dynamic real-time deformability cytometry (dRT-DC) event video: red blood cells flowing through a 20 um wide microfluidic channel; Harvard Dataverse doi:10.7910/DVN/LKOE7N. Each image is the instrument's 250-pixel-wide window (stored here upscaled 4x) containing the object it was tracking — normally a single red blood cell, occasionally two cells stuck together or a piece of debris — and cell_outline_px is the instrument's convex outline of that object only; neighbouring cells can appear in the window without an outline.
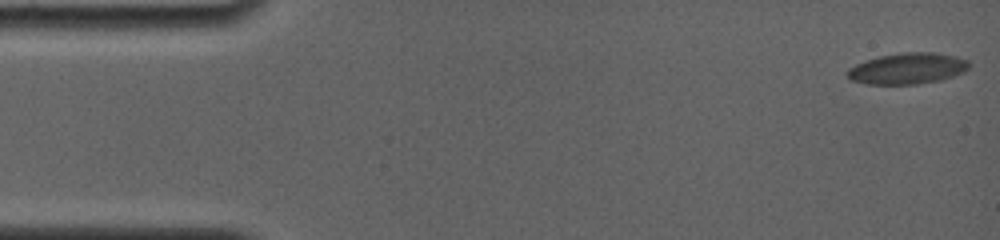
{"species": "common noctule bat (a hibernating species)", "species_latin": "Nyctalus noctula", "temperature_condition": "room temperature", "stored_images_in_passage": 53, "camera_frame_rate_fps": 4000, "um_per_image_px": 0.085, "animal": {"sex": "female", "body_mass_g": 19.0, "forearm_length_mm": 56.7}, "frame": {"image": 1, "passage_image": 1, "time_ms": 0.0, "image_size_px": [1000, 240], "cell_outline_px": [[968, 68], [964, 72], [940, 80], [916, 84], [864, 84], [848, 80], [848, 68], [864, 60], [880, 56], [904, 52], [936, 52], [968, 60]], "centroid_in_image_um": [77.09, 5.82], "position_along_channel_um": 7.9, "area_um2": 22.02}}
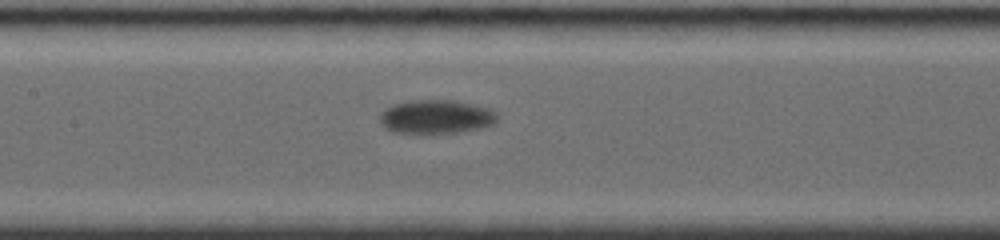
{"frame": {"image": 2, "passage_image": 23, "time_ms": 8.0, "image_size_px": [1000, 240], "cell_outline_px": [[496, 120], [492, 124], [480, 128], [456, 132], [392, 132], [384, 128], [380, 120], [380, 116], [384, 108], [392, 104], [412, 100], [456, 100], [488, 108], [496, 112]], "centroid_in_image_um": [37.03, 9.9], "position_along_channel_um": 170.4, "area_um2": 22.83}}
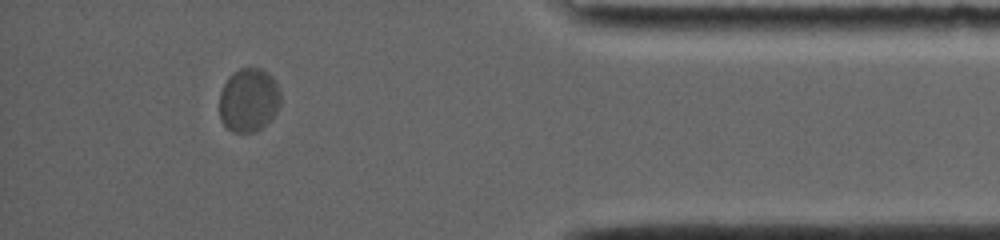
{"frame": {"image": 3, "passage_image": 46, "time_ms": 15.5, "image_size_px": [1000, 240], "cell_outline_px": [[280, 104], [272, 120], [256, 132], [232, 132], [220, 120], [220, 92], [228, 76], [232, 72], [240, 68], [264, 68], [272, 76], [280, 88]], "centroid_in_image_um": [21.16, 8.49], "position_along_channel_um": 414.0, "area_um2": 23.12}, "authors_computed_cell_mechanics": {"area_um2": 22.1374, "velocity_mm_per_s": 3.5882, "shape_relaxation_time_tau1_ms": 1.9772, "shape_relaxation_time_tau2_ms": null, "deformation_change_tau1": 0.0717, "deformation_change_tau2": null}}